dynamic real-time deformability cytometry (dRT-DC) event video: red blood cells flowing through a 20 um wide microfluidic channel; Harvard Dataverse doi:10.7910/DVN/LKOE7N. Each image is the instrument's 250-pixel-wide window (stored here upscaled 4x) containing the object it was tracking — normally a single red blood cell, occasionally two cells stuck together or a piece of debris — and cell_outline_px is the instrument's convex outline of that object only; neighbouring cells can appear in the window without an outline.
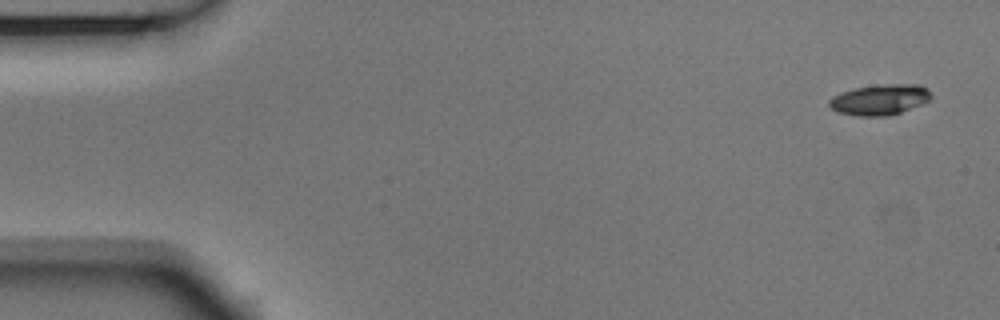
{"species": "Egyptian fruit bat (a non-hibernating species)", "species_latin": "Rousettus aegyptiacus", "temperature_condition": "room temperature", "stored_images_in_passage": 2, "camera_frame_rate_fps": 3000, "um_per_image_px": 0.085, "animal": {"sex": "male"}, "frame": {"image": 1, "passage_image": 1, "time_ms": 0.0, "image_size_px": [1000, 320], "cell_outline_px": [[932, 96], [928, 100], [920, 104], [900, 112], [888, 116], [856, 116], [840, 112], [832, 108], [828, 104], [828, 100], [832, 96], [840, 92], [856, 88], [884, 84], [920, 84], [928, 88]], "centroid_in_image_um": [74.77, 8.46], "position_along_channel_um": 10.2, "area_um2": 18.09}}